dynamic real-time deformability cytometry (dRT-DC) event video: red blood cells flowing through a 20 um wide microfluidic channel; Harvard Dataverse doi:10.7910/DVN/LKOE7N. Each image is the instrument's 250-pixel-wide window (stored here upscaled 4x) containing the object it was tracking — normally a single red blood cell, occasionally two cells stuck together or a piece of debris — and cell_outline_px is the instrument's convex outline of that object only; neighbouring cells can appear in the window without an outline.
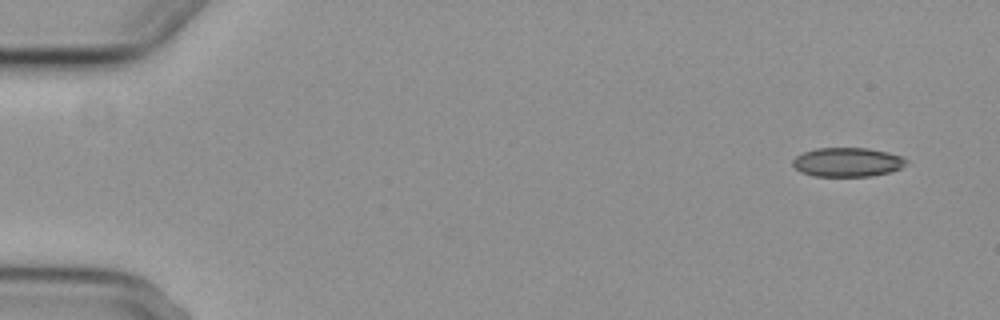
{"species": "common noctule bat (a hibernating species)", "species_latin": "Nyctalus noctula", "temperature_condition": "cold", "stored_images_in_passage": 4, "camera_frame_rate_fps": 3000, "um_per_image_px": 0.085, "animal": {"sex": "female", "body_mass_g": 29.2, "forearm_length_mm": 56.3}, "frame": {"image": 1, "passage_image": 1, "time_ms": 0.0, "image_size_px": [1000, 320], "cell_outline_px": [[908, 164], [900, 168], [888, 172], [868, 176], [816, 176], [800, 172], [792, 164], [792, 160], [796, 156], [804, 152], [816, 148], [868, 148], [888, 152], [900, 156], [908, 160]], "centroid_in_image_um": [72.03, 13.78], "position_along_channel_um": 13.0, "area_um2": 19.19}}
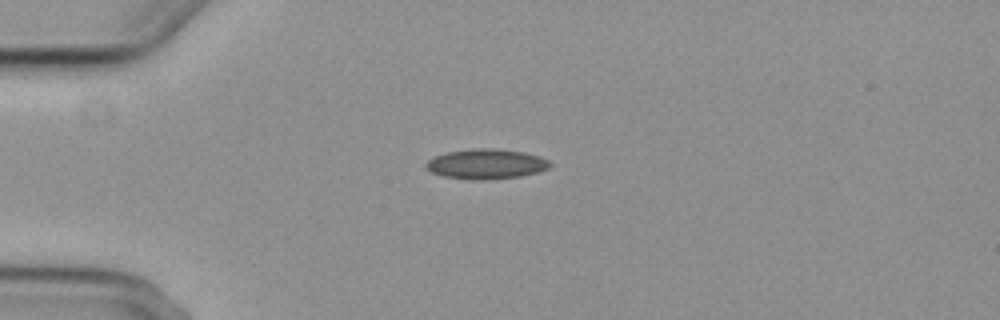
{"frame": {"image": 2, "passage_image": 4, "time_ms": 3.667, "image_size_px": [1000, 320], "cell_outline_px": [[552, 164], [548, 168], [536, 172], [520, 176], [484, 180], [472, 180], [444, 176], [432, 172], [424, 164], [428, 160], [436, 156], [448, 152], [472, 148], [496, 148], [524, 152], [540, 156], [548, 160]], "centroid_in_image_um": [41.34, 13.93], "position_along_channel_um": 43.7, "area_um2": 21.56}}